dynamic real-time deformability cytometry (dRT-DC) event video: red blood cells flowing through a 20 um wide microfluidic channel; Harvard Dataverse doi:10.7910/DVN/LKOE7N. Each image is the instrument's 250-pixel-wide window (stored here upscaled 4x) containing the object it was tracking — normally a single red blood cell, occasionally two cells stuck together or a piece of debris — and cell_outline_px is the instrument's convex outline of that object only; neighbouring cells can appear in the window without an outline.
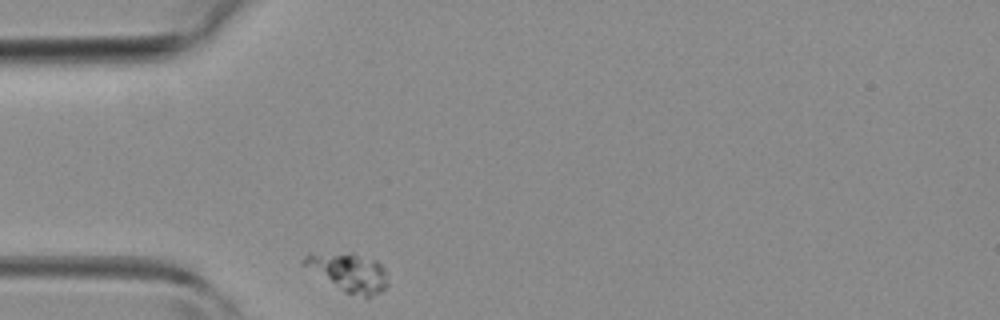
{"species": "common noctule bat (a hibernating species)", "species_latin": "Nyctalus noctula", "temperature_condition": "room temperature", "stored_images_in_passage": 3, "camera_frame_rate_fps": 3000, "um_per_image_px": 0.085, "animal": {"sex": "female", "body_mass_g": 19.3, "forearm_length_mm": 54.1}, "frame": {"image": 1, "passage_image": 1, "time_ms": 0.0, "image_size_px": [1000, 320], "cell_outline_px": [[388, 284], [380, 292], [368, 296], [364, 296], [344, 292], [304, 264], [300, 260], [308, 252], [352, 252], [376, 260], [388, 272]], "centroid_in_image_um": [29.66, 23.08], "position_along_channel_um": 55.3, "area_um2": 18.73}}